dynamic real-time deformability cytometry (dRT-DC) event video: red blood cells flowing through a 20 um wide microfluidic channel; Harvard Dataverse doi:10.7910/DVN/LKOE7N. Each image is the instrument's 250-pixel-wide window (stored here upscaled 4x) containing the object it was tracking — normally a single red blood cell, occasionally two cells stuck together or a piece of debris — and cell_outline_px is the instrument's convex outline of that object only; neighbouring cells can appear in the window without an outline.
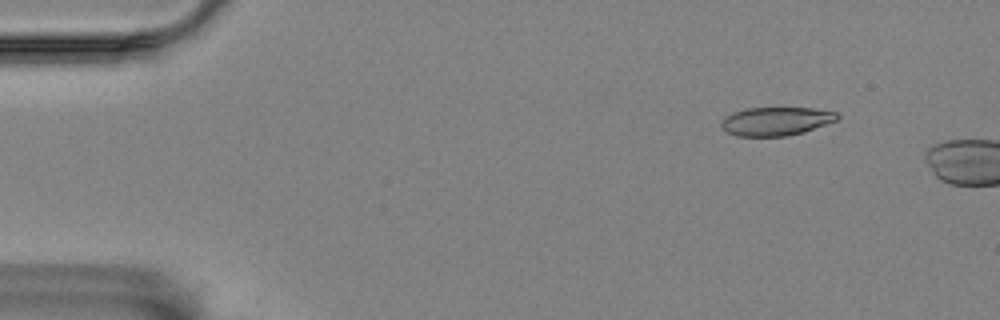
{"species": "Egyptian fruit bat (a non-hibernating species)", "species_latin": "Rousettus aegyptiacus", "temperature_condition": "room temperature", "stored_images_in_passage": 4, "camera_frame_rate_fps": 3000, "um_per_image_px": 0.085, "animal": {"sex": "female"}, "frame": {"image": 1, "passage_image": 2, "time_ms": 0.333, "image_size_px": [1000, 320], "cell_outline_px": [[840, 116], [836, 120], [804, 132], [784, 136], [736, 136], [720, 128], [720, 124], [724, 116], [732, 112], [744, 108], [812, 108], [836, 112]], "centroid_in_image_um": [65.9, 10.3], "position_along_channel_um": 19.1, "area_um2": 19.31}}